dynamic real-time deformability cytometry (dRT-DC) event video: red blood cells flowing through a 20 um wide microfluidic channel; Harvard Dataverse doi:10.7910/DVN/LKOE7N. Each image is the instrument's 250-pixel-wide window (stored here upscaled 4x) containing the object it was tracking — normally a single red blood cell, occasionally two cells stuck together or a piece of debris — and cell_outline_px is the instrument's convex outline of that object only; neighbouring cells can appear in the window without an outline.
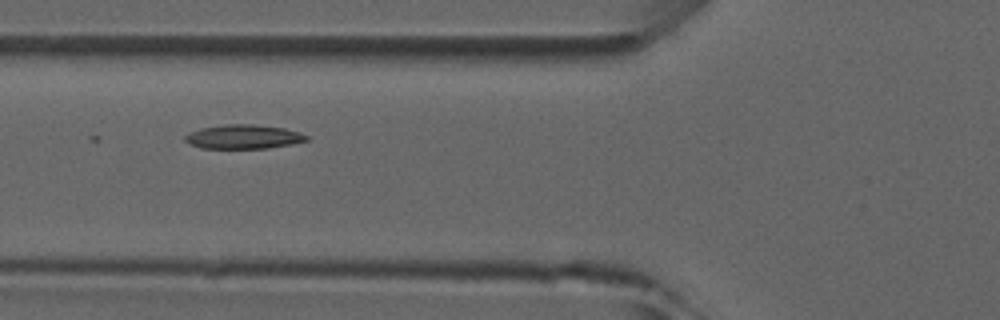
{"species": "common noctule bat (a hibernating species)", "species_latin": "Nyctalus noctula", "temperature_condition": "room temperature", "stored_images_in_passage": 4, "camera_frame_rate_fps": 3000, "um_per_image_px": 0.085, "animal": {"sex": "male", "forearm_length_mm": 52.5}, "frame": {"image": 1, "passage_image": 3, "time_ms": 2.333, "image_size_px": [1000, 320], "cell_outline_px": [[308, 140], [292, 144], [268, 148], [200, 148], [188, 144], [184, 140], [184, 136], [188, 132], [200, 128], [224, 124], [252, 124], [284, 128], [300, 132], [308, 136]], "centroid_in_image_um": [20.65, 11.62], "position_along_channel_um": 105.1, "area_um2": 17.22}}
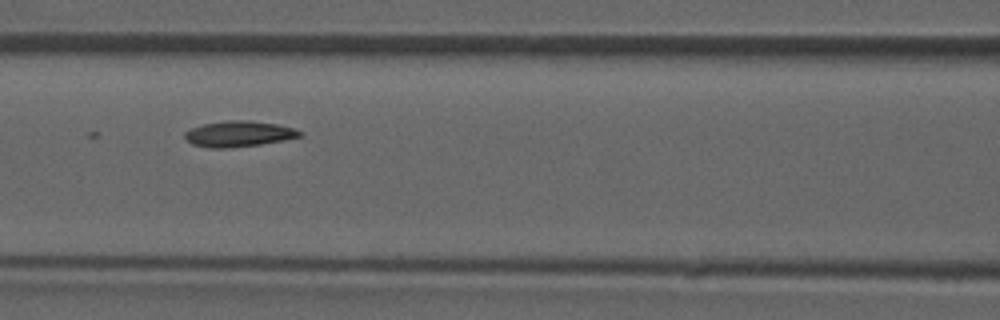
{"frame": {"image": 2, "passage_image": 4, "time_ms": 3.333, "image_size_px": [1000, 320], "cell_outline_px": [[304, 132], [300, 136], [284, 140], [260, 144], [228, 148], [208, 148], [192, 144], [184, 136], [184, 132], [192, 128], [204, 124], [228, 120], [248, 120], [276, 124], [292, 128]], "centroid_in_image_um": [20.28, 11.38], "position_along_channel_um": 146.3, "area_um2": 17.11}}